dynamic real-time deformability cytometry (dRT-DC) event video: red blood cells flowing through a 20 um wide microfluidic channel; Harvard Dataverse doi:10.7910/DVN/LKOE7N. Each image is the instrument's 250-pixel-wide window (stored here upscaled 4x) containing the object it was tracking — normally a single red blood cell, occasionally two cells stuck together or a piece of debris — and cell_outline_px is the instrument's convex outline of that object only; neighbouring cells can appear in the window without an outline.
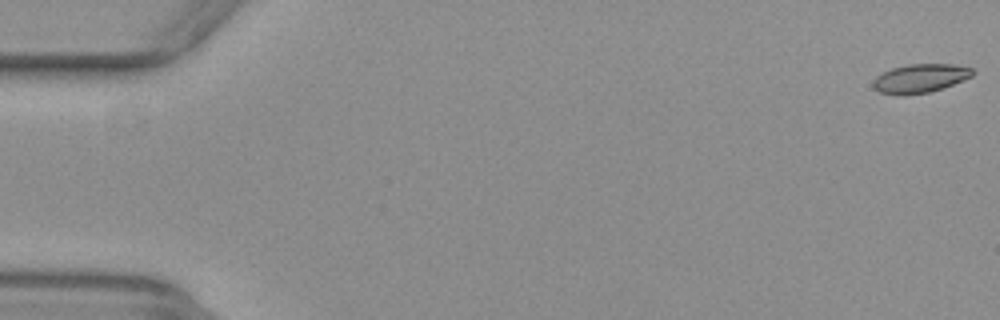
{"species": "common noctule bat (a hibernating species)", "species_latin": "Nyctalus noctula", "temperature_condition": "warm", "stored_images_in_passage": 12, "camera_frame_rate_fps": 3000, "um_per_image_px": 0.085, "animal": {"sex": "female", "body_mass_g": 29.2, "forearm_length_mm": 56.3}, "frame": {"image": 1, "passage_image": 1, "time_ms": 0.0, "image_size_px": [1000, 320], "cell_outline_px": [[976, 72], [972, 76], [964, 80], [928, 92], [900, 96], [896, 96], [880, 92], [872, 88], [872, 80], [876, 76], [892, 68], [908, 64], [952, 64], [972, 68]], "centroid_in_image_um": [78.17, 6.66], "position_along_channel_um": 6.8, "area_um2": 16.76}}